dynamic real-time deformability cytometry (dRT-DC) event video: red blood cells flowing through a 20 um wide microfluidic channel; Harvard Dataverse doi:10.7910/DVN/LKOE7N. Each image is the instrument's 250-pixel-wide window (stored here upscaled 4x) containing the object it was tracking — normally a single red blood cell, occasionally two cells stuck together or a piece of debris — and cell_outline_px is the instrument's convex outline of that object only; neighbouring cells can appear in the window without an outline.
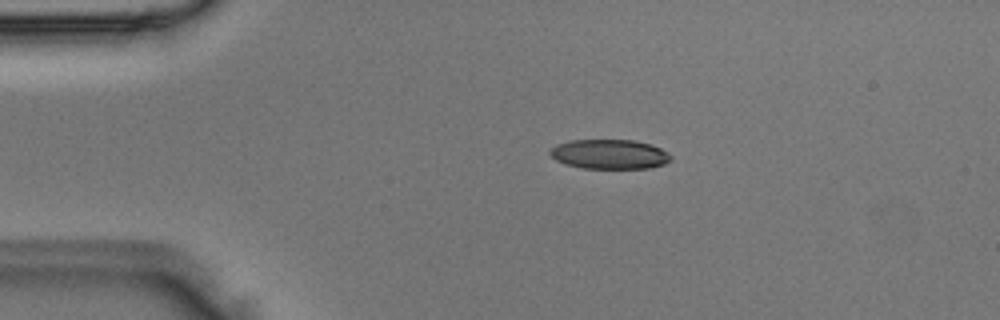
{"species": "Egyptian fruit bat (a non-hibernating species)", "species_latin": "Rousettus aegyptiacus", "temperature_condition": "room temperature", "stored_images_in_passage": 4, "camera_frame_rate_fps": 3000, "um_per_image_px": 0.085, "animal": {"sex": "male"}, "frame": {"image": 1, "passage_image": 3, "time_ms": 0.667, "image_size_px": [1000, 320], "cell_outline_px": [[672, 160], [664, 164], [648, 168], [584, 168], [564, 164], [556, 160], [548, 152], [556, 144], [572, 140], [632, 140], [652, 144], [660, 148], [672, 156]], "centroid_in_image_um": [51.81, 13.1], "position_along_channel_um": 33.2, "area_um2": 20.81}}